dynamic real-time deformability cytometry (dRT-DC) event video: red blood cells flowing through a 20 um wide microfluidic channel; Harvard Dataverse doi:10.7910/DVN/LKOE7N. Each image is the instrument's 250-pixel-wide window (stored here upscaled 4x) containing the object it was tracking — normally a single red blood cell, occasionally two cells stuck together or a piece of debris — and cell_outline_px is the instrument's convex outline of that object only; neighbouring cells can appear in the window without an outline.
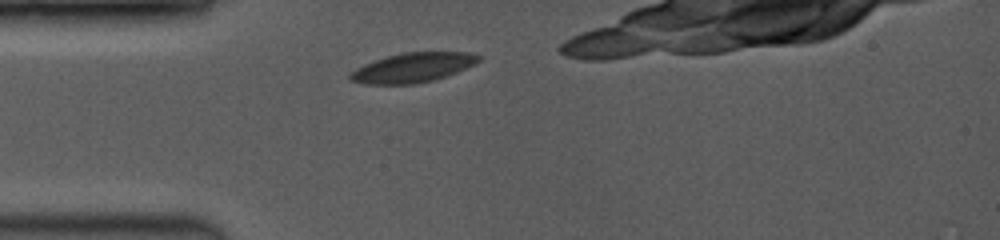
{"species": "common noctule bat (a hibernating species)", "species_latin": "Nyctalus noctula", "temperature_condition": "room temperature", "stored_images_in_passage": 22, "camera_frame_rate_fps": 3500, "um_per_image_px": 0.085, "animal": {"sex": "female", "body_mass_g": 19.0, "forearm_length_mm": 53.3}, "frame": {"image": 1, "passage_image": 3, "time_ms": 0.286, "image_size_px": [1000, 240], "cell_outline_px": [[480, 60], [456, 72], [436, 80], [416, 84], [364, 84], [352, 80], [348, 76], [356, 68], [364, 64], [388, 56], [404, 52], [468, 52], [480, 56]], "centroid_in_image_um": [35.08, 5.75], "position_along_channel_um": 49.9, "area_um2": 21.85}}
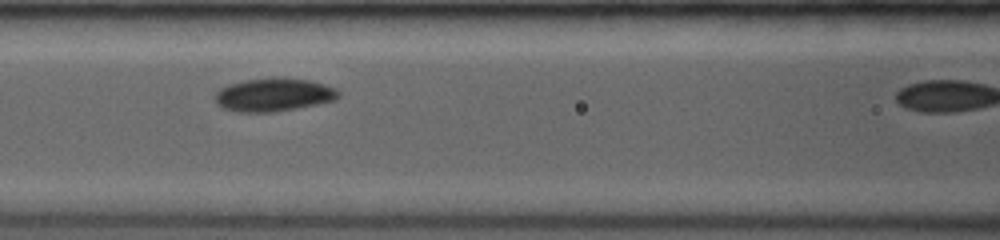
{"frame": {"image": 2, "passage_image": 16, "time_ms": 2.857, "image_size_px": [1000, 240], "cell_outline_px": [[340, 96], [336, 100], [296, 108], [272, 112], [236, 112], [220, 108], [216, 104], [216, 92], [220, 88], [228, 84], [244, 80], [276, 76], [284, 76], [308, 80], [324, 84], [336, 88], [340, 92]], "centroid_in_image_um": [23.25, 8.04], "position_along_channel_um": 143.4, "area_um2": 24.33}}
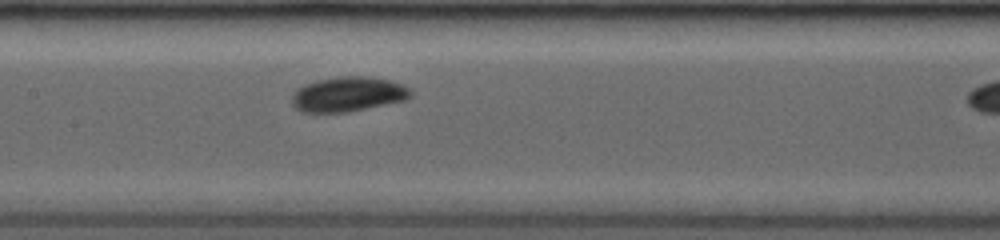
{"frame": {"image": 3, "passage_image": 20, "time_ms": 3.714, "image_size_px": [1000, 240], "cell_outline_px": [[412, 96], [404, 100], [348, 112], [300, 112], [292, 104], [292, 96], [296, 88], [304, 84], [316, 80], [336, 76], [368, 76], [392, 80], [404, 84], [412, 92]], "centroid_in_image_um": [29.57, 7.99], "position_along_channel_um": 177.8, "area_um2": 24.33}}